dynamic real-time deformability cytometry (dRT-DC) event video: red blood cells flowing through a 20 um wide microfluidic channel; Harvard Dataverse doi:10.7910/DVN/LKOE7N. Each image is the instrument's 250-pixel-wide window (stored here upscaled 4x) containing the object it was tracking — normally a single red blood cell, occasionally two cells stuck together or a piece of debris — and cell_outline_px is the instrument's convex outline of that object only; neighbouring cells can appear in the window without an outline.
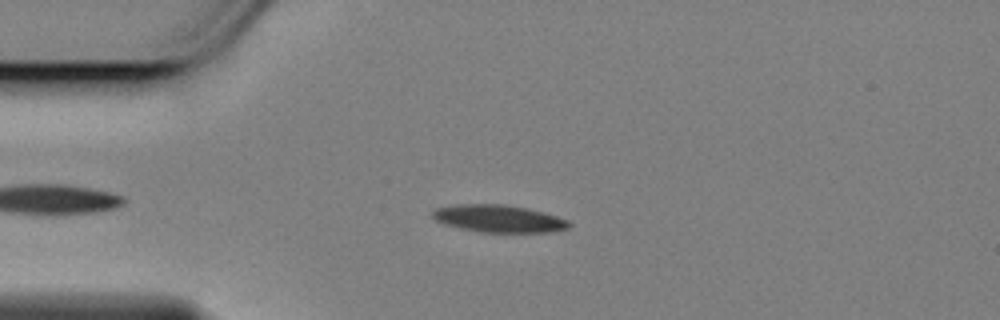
{"species": "Egyptian fruit bat (a non-hibernating species)", "species_latin": "Rousettus aegyptiacus", "temperature_condition": "cold", "stored_images_in_passage": 49, "camera_frame_rate_fps": 3000, "um_per_image_px": 0.085, "animal": {"sex": "female"}, "frame": {"image": 1, "passage_image": 9, "time_ms": 2.667, "image_size_px": [1000, 320], "cell_outline_px": [[572, 224], [568, 228], [548, 232], [484, 232], [444, 224], [436, 220], [432, 216], [432, 212], [436, 208], [456, 204], [504, 204], [528, 208], [544, 212], [568, 220]], "centroid_in_image_um": [42.41, 18.57], "position_along_channel_um": 42.6, "area_um2": 21.62}}
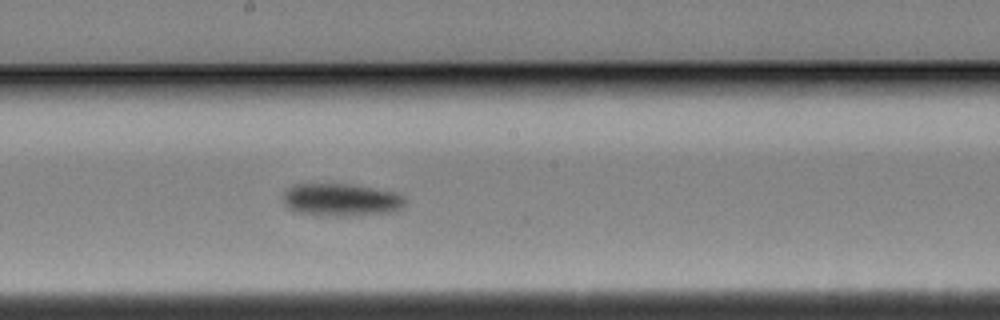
{"frame": {"image": 2, "passage_image": 26, "time_ms": 8.333, "image_size_px": [1000, 320], "cell_outline_px": [[404, 204], [400, 208], [392, 212], [348, 216], [320, 216], [300, 212], [288, 208], [284, 204], [284, 192], [292, 184], [348, 184], [376, 188], [396, 192], [404, 196]], "centroid_in_image_um": [28.99, 16.98], "position_along_channel_um": 219.2, "area_um2": 23.29}}
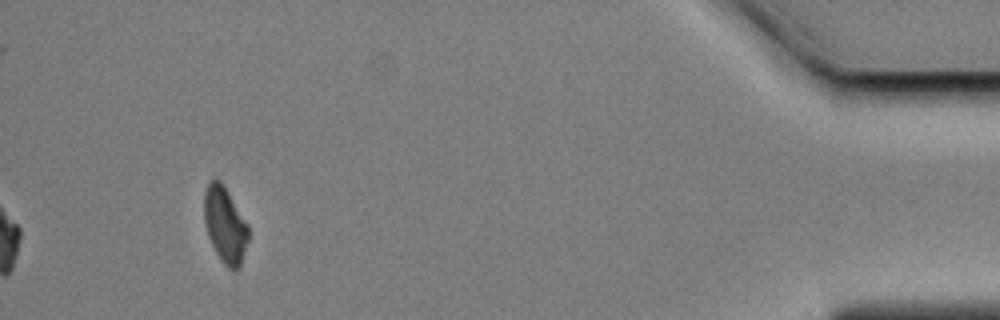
{"frame": {"image": 3, "passage_image": 49, "time_ms": 16.0, "image_size_px": [1000, 320], "cell_outline_px": [[248, 240], [240, 268], [232, 272], [220, 260], [208, 236], [204, 220], [204, 192], [208, 184], [216, 176], [220, 180], [228, 192], [248, 224]], "centroid_in_image_um": [19.13, 19.13], "position_along_channel_um": 416.1, "area_um2": 19.65}, "authors_computed_cell_mechanics": {"area_um2": 22.0796, "velocity_mm_per_s": 3.4481, "shape_relaxation_time_tau1_ms": 4.2588, "shape_relaxation_time_tau2_ms": null, "deformation_change_tau1": 0.1071, "deformation_change_tau2": null}}